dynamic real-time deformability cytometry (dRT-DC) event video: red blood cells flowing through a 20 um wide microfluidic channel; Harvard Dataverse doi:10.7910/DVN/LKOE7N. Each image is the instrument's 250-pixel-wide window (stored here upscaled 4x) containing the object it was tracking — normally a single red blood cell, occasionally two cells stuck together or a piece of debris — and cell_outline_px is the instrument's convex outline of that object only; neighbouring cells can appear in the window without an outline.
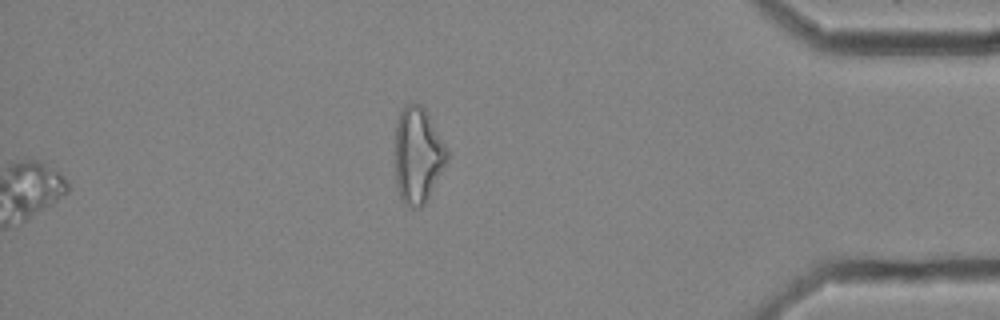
{"species": "common noctule bat (a hibernating species)", "species_latin": "Nyctalus noctula", "temperature_condition": "cold", "stored_images_in_passage": 60, "segment_of_instrument_passage": [2, 2], "camera_frame_rate_fps": 3000, "um_per_image_px": 0.085, "animal": {"sex": "female", "body_mass_g": 25.1}, "frame": {"image": 1, "passage_image": 60, "time_ms": 19.667, "image_size_px": [1000, 320], "cell_outline_px": [[448, 160], [424, 204], [420, 208], [412, 208], [404, 204], [400, 196], [396, 184], [396, 120], [400, 112], [412, 100], [420, 104], [424, 108], [444, 144], [448, 152]], "centroid_in_image_um": [35.5, 13.19], "position_along_channel_um": 399.7, "area_um2": 28.73}}